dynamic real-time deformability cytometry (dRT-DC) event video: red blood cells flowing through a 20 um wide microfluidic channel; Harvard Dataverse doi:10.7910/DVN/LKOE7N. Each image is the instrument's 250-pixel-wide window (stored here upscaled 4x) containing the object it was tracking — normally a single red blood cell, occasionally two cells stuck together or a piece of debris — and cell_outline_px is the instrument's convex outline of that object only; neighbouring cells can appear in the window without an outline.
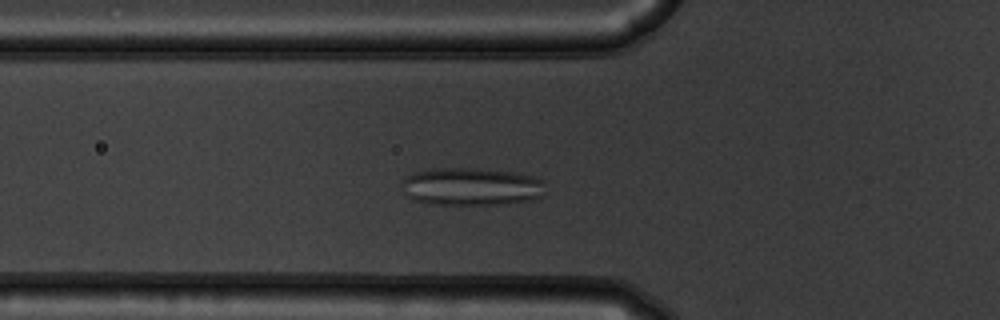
{"species": "common noctule bat (a hibernating species)", "species_latin": "Nyctalus noctula", "temperature_condition": "warm", "stored_images_in_passage": 37, "camera_frame_rate_fps": 3000, "um_per_image_px": 0.085, "animal": {"sex": "male", "body_mass_g": 19.5, "forearm_length_mm": 54.6}, "frame": {"image": 1, "passage_image": 3, "time_ms": 0.667, "image_size_px": [1000, 320], "cell_outline_px": [[544, 180], [540, 196], [536, 200], [508, 204], [428, 204], [404, 196], [404, 176], [416, 172], [432, 168], [476, 168], [512, 172], [536, 176]], "centroid_in_image_um": [40.07, 15.86], "position_along_channel_um": 85.7, "area_um2": 31.79}}
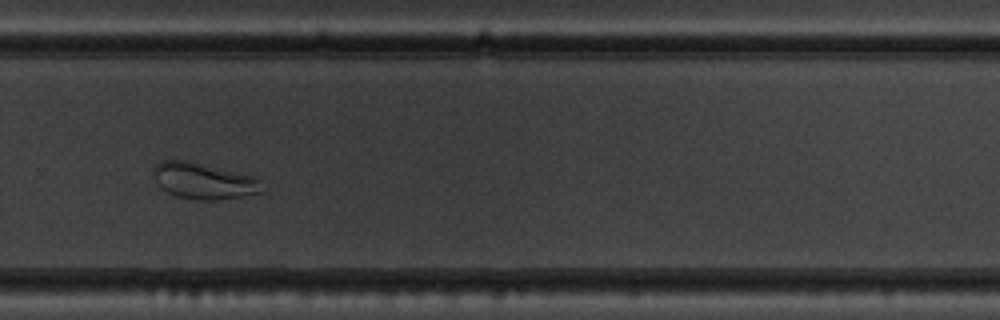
{"frame": {"image": 2, "passage_image": 21, "time_ms": 6.667, "image_size_px": [1000, 320], "cell_outline_px": [[264, 192], [244, 196], [212, 200], [196, 200], [176, 196], [160, 188], [152, 172], [152, 168], [156, 164], [164, 160], [188, 160], [260, 176]], "centroid_in_image_um": [17.37, 15.36], "position_along_channel_um": 312.4, "area_um2": 23.52}}
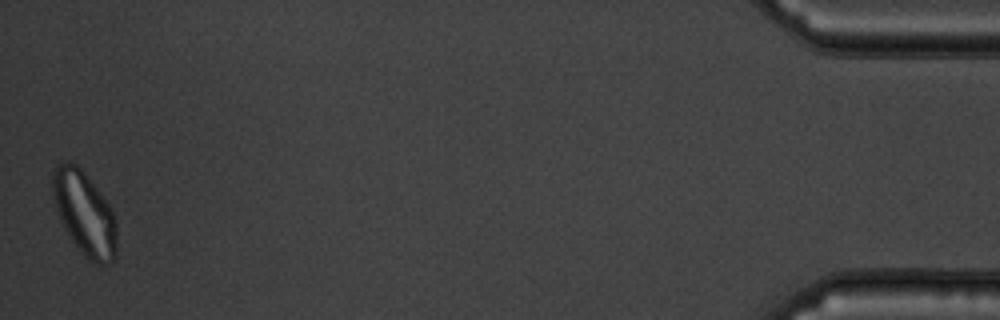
{"frame": {"image": 3, "passage_image": 37, "time_ms": 12.0, "image_size_px": [1000, 320], "cell_outline_px": [[116, 260], [112, 264], [92, 264], [80, 252], [68, 236], [60, 220], [52, 200], [52, 172], [56, 164], [68, 160], [76, 164], [84, 172], [108, 204], [116, 220]], "centroid_in_image_um": [7.16, 18.17], "position_along_channel_um": 428.0, "area_um2": 31.73}}